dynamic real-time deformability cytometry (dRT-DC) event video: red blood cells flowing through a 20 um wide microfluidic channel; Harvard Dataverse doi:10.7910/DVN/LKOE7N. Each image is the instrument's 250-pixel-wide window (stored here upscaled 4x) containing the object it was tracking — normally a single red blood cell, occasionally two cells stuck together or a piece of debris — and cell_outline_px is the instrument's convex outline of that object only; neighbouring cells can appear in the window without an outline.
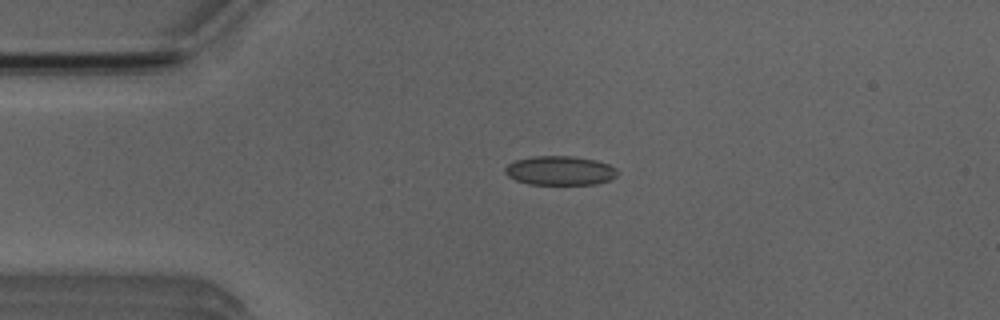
{"species": "Egyptian fruit bat (a non-hibernating species)", "species_latin": "Rousettus aegyptiacus", "temperature_condition": "room temperature", "stored_images_in_passage": 7, "camera_frame_rate_fps": 3000, "um_per_image_px": 0.085, "animal": {"sex": "male"}, "frame": {"image": 1, "passage_image": 3, "time_ms": 2.333, "image_size_px": [1000, 320], "cell_outline_px": [[620, 172], [612, 180], [596, 184], [528, 184], [516, 180], [508, 176], [504, 172], [504, 168], [508, 164], [516, 160], [532, 156], [572, 156], [596, 160], [608, 164], [616, 168]], "centroid_in_image_um": [47.62, 14.5], "position_along_channel_um": 37.4, "area_um2": 19.25}}
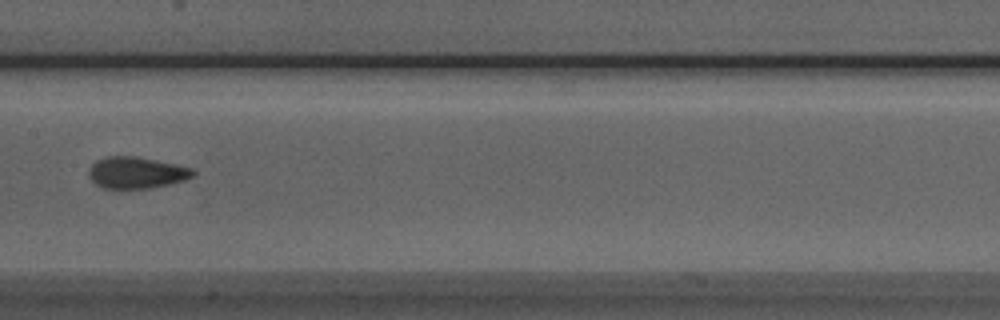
{"frame": {"image": 2, "passage_image": 7, "time_ms": 7.0, "image_size_px": [1000, 320], "cell_outline_px": [[196, 176], [184, 180], [168, 184], [148, 188], [104, 188], [96, 184], [92, 180], [88, 172], [88, 168], [96, 160], [104, 156], [136, 156], [176, 164], [192, 168], [196, 172]], "centroid_in_image_um": [11.6, 14.66], "position_along_channel_um": 195.8, "area_um2": 19.19}}